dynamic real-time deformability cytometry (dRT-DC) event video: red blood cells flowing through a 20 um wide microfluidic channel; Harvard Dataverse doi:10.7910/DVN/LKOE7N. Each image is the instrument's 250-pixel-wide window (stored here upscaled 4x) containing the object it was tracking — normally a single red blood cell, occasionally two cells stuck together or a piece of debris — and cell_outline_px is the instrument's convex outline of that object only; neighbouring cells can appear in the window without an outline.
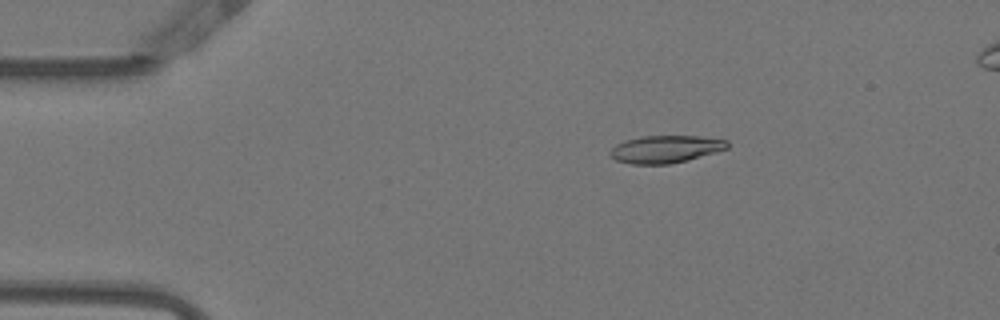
{"species": "Egyptian fruit bat (a non-hibernating species)", "species_latin": "Rousettus aegyptiacus", "temperature_condition": "warm", "stored_images_in_passage": 45, "camera_frame_rate_fps": 3000, "um_per_image_px": 0.085, "animal": {"sex": "female"}, "frame": {"image": 1, "passage_image": 1, "time_ms": 0.0, "image_size_px": [1000, 320], "cell_outline_px": [[728, 148], [716, 152], [688, 160], [668, 164], [632, 164], [616, 160], [608, 152], [616, 144], [624, 140], [640, 136], [696, 136], [728, 140]], "centroid_in_image_um": [56.56, 12.67], "position_along_channel_um": 28.4, "area_um2": 18.73}}
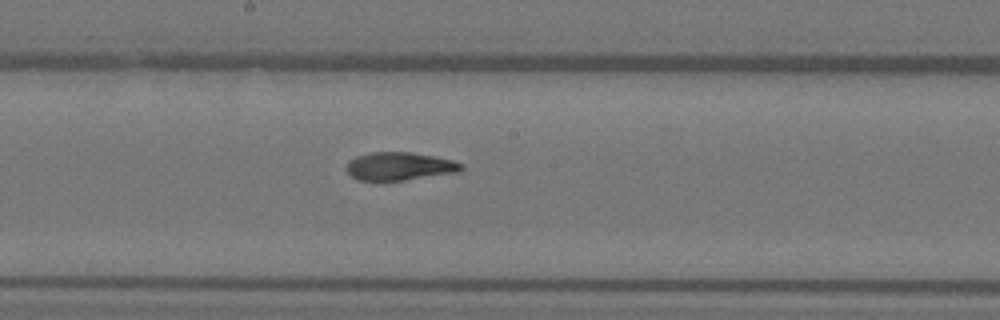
{"frame": {"image": 2, "passage_image": 20, "time_ms": 6.333, "image_size_px": [1000, 320], "cell_outline_px": [[464, 168], [460, 172], [404, 180], [360, 180], [352, 176], [344, 168], [348, 160], [356, 156], [372, 152], [412, 152], [452, 160], [464, 164]], "centroid_in_image_um": [33.96, 14.13], "position_along_channel_um": 214.2, "area_um2": 18.84}}
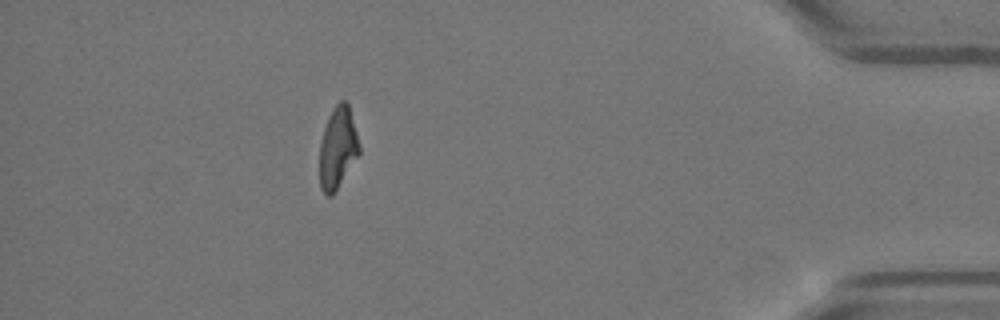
{"frame": {"image": 3, "passage_image": 39, "time_ms": 12.667, "image_size_px": [1000, 320], "cell_outline_px": [[360, 152], [332, 196], [328, 196], [320, 188], [320, 140], [328, 116], [332, 108], [340, 100], [344, 100], [348, 104], [360, 144]], "centroid_in_image_um": [28.7, 12.54], "position_along_channel_um": 406.5, "area_um2": 18.73}, "authors_computed_cell_mechanics": {"area_um2": 19.2474, "velocity_mm_per_s": 3.847, "shape_relaxation_time_tau1_ms": 8.9542, "shape_relaxation_time_tau2_ms": 2.0233, "deformation_change_tau1": 0.2822, "deformation_change_tau2": 0.0977}}